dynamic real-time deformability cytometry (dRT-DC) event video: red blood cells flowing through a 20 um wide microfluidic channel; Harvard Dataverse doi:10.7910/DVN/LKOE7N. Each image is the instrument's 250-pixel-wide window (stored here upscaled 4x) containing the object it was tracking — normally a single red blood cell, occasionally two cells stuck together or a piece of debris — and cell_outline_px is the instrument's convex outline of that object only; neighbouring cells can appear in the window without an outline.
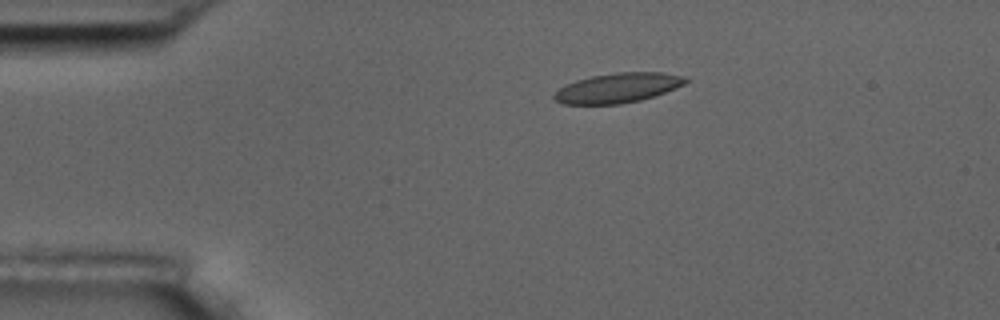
{"species": "common noctule bat (a hibernating species)", "species_latin": "Nyctalus noctula", "temperature_condition": "room temperature", "stored_images_in_passage": 8, "camera_frame_rate_fps": 3000, "um_per_image_px": 0.085, "animal": {"sex": "male", "body_mass_g": 17.5, "forearm_length_mm": 52.3}, "frame": {"image": 1, "passage_image": 1, "time_ms": 0.0, "image_size_px": [1000, 320], "cell_outline_px": [[688, 80], [684, 84], [676, 88], [640, 100], [620, 104], [564, 104], [556, 100], [552, 96], [564, 84], [576, 80], [592, 76], [616, 72], [664, 72], [684, 76]], "centroid_in_image_um": [52.5, 7.46], "position_along_channel_um": 32.5, "area_um2": 22.66}}
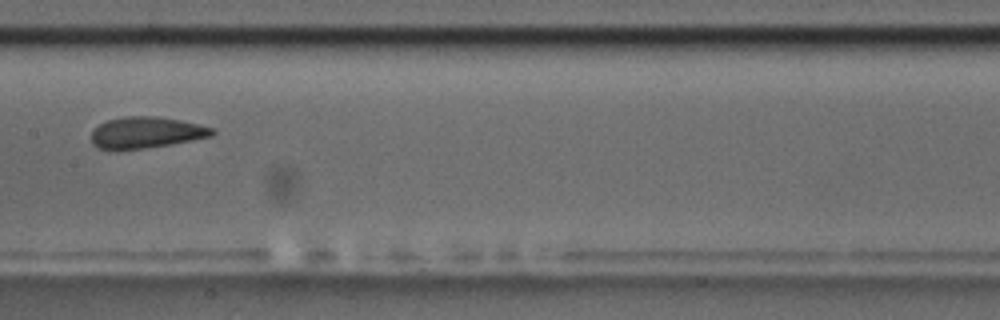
{"frame": {"image": 2, "passage_image": 5, "time_ms": 5.667, "image_size_px": [1000, 320], "cell_outline_px": [[216, 132], [212, 136], [192, 140], [144, 148], [112, 152], [96, 148], [92, 144], [92, 132], [100, 124], [108, 120], [124, 116], [152, 116], [180, 120], [216, 128]], "centroid_in_image_um": [12.39, 11.29], "position_along_channel_um": 195.0, "area_um2": 22.31}}
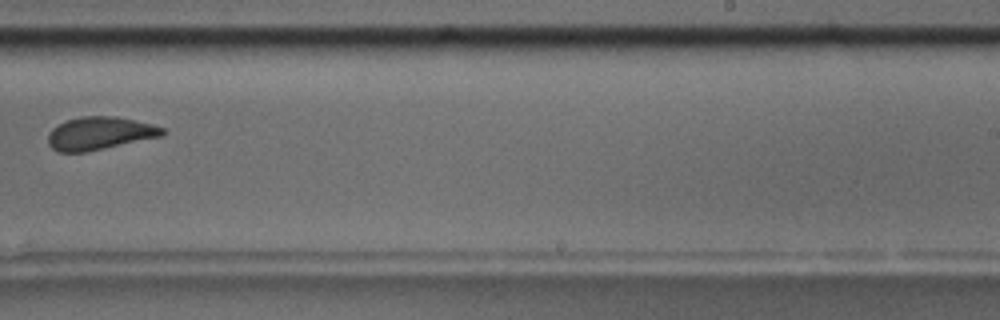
{"frame": {"image": 3, "passage_image": 7, "time_ms": 8.0, "image_size_px": [1000, 320], "cell_outline_px": [[168, 132], [164, 136], [84, 152], [56, 152], [48, 144], [48, 132], [52, 128], [64, 120], [80, 116], [116, 116], [152, 124], [164, 128]], "centroid_in_image_um": [8.47, 11.32], "position_along_channel_um": 280.5, "area_um2": 22.2}}